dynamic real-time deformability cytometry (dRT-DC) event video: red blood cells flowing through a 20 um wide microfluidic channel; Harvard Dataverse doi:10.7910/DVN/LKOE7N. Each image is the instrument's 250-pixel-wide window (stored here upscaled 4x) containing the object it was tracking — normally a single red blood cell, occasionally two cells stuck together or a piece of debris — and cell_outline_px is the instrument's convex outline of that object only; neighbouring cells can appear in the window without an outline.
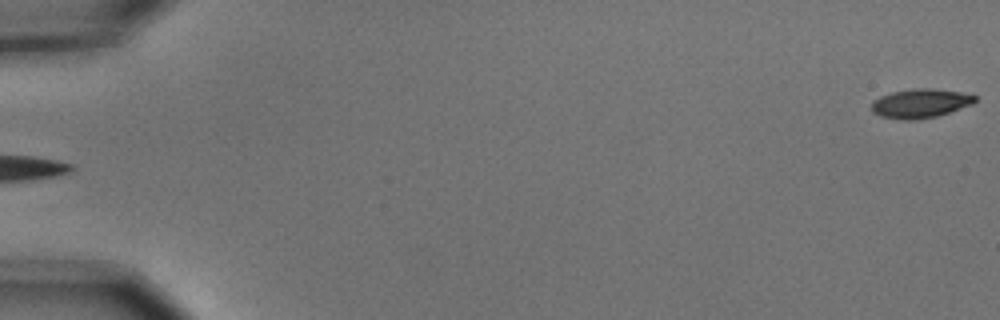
{"species": "common noctule bat (a hibernating species)", "species_latin": "Nyctalus noctula", "temperature_condition": "cold", "stored_images_in_passage": 6, "segment_of_instrument_passage": [2, 2], "camera_frame_rate_fps": 3000, "um_per_image_px": 0.085, "animal": {"sex": "male", "body_mass_g": 15.6}, "frame": {"image": 1, "passage_image": 6, "time_ms": 1.667, "image_size_px": [1000, 320], "cell_outline_px": [[976, 100], [972, 104], [936, 116], [916, 120], [900, 120], [880, 116], [872, 112], [872, 100], [880, 96], [892, 92], [912, 88], [932, 88], [960, 92], [976, 96]], "centroid_in_image_um": [78.18, 8.78], "position_along_channel_um": 6.8, "area_um2": 17.51}}